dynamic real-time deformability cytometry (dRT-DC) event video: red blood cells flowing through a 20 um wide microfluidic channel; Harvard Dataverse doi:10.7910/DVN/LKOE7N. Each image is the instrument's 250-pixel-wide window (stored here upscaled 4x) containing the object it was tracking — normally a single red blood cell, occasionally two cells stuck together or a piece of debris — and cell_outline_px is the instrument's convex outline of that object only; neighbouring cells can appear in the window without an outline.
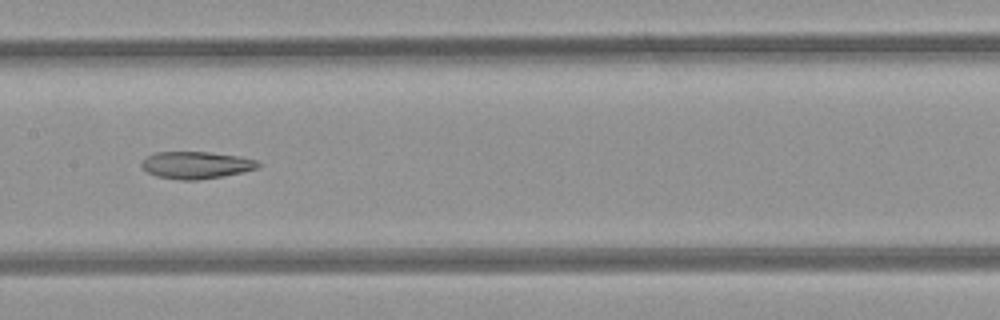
{"species": "common noctule bat (a hibernating species)", "species_latin": "Nyctalus noctula", "temperature_condition": "room temperature", "stored_images_in_passage": 39, "camera_frame_rate_fps": 3000, "um_per_image_px": 0.085, "animal": {"sex": "female", "body_mass_g": 21.9}, "frame": {"image": 1, "passage_image": 12, "time_ms": 3.667, "image_size_px": [1000, 320], "cell_outline_px": [[260, 164], [256, 168], [244, 172], [196, 180], [180, 180], [156, 176], [148, 172], [140, 164], [148, 156], [156, 152], [208, 152], [240, 156], [256, 160]], "centroid_in_image_um": [16.67, 14.03], "position_along_channel_um": 190.7, "area_um2": 18.21}, "authors_computed_cell_mechanics": {"area_um2": 20.2878, "velocity_mm_per_s": 3.9967, "shape_relaxation_time_tau1_ms": null, "shape_relaxation_time_tau2_ms": 4.0865, "deformation_change_tau1": null, "deformation_change_tau2": 0.1183}}